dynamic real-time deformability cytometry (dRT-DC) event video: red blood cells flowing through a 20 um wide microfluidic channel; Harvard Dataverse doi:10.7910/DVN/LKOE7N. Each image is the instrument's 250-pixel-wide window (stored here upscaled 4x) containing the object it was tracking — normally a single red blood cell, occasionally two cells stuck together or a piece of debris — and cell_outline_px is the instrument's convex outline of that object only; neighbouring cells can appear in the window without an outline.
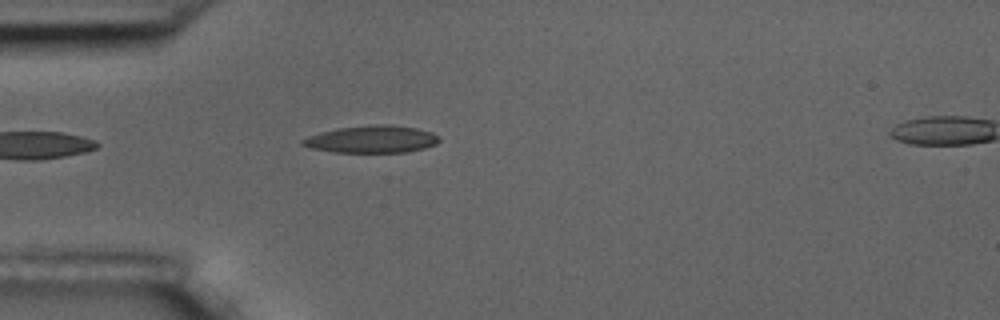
{"species": "common noctule bat (a hibernating species)", "species_latin": "Nyctalus noctula", "temperature_condition": "room temperature", "stored_images_in_passage": 3, "camera_frame_rate_fps": 3000, "um_per_image_px": 0.085, "animal": {"sex": "male", "body_mass_g": 17.5, "forearm_length_mm": 52.3}, "frame": {"image": 1, "passage_image": 3, "time_ms": 2.333, "image_size_px": [1000, 320], "cell_outline_px": [[440, 140], [436, 144], [424, 148], [404, 152], [332, 152], [312, 148], [300, 144], [300, 140], [308, 136], [320, 132], [340, 128], [372, 124], [392, 124], [416, 128], [432, 132], [440, 136]], "centroid_in_image_um": [31.61, 11.83], "position_along_channel_um": 53.4, "area_um2": 21.79}}